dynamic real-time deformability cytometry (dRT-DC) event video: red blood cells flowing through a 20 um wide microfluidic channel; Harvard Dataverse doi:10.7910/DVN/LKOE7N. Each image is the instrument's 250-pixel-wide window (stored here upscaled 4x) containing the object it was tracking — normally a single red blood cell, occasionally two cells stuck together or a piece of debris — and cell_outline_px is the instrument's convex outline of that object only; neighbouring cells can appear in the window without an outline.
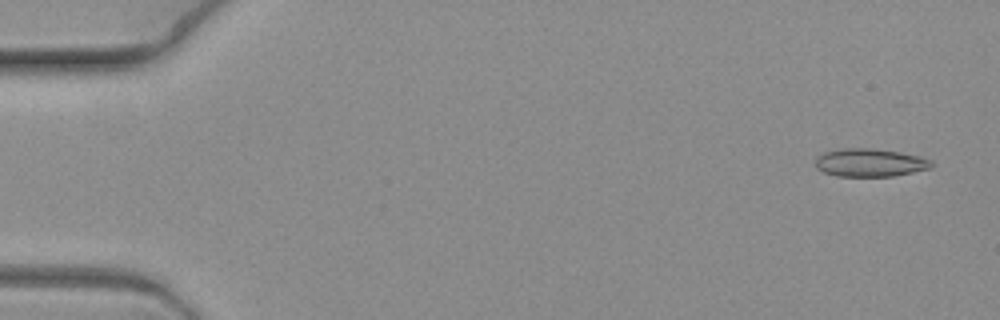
{"species": "common noctule bat (a hibernating species)", "species_latin": "Nyctalus noctula", "temperature_condition": "warm", "stored_images_in_passage": 9, "camera_frame_rate_fps": 3000, "um_per_image_px": 0.085, "animal": {"sex": "female", "body_mass_g": 19.3, "forearm_length_mm": 54.1}, "frame": {"image": 1, "passage_image": 2, "time_ms": 0.333, "image_size_px": [1000, 320], "cell_outline_px": [[932, 164], [928, 168], [912, 172], [892, 176], [836, 176], [824, 172], [816, 168], [816, 156], [824, 152], [840, 148], [868, 148], [900, 152], [920, 156], [932, 160]], "centroid_in_image_um": [73.9, 13.81], "position_along_channel_um": 11.1, "area_um2": 18.9}}
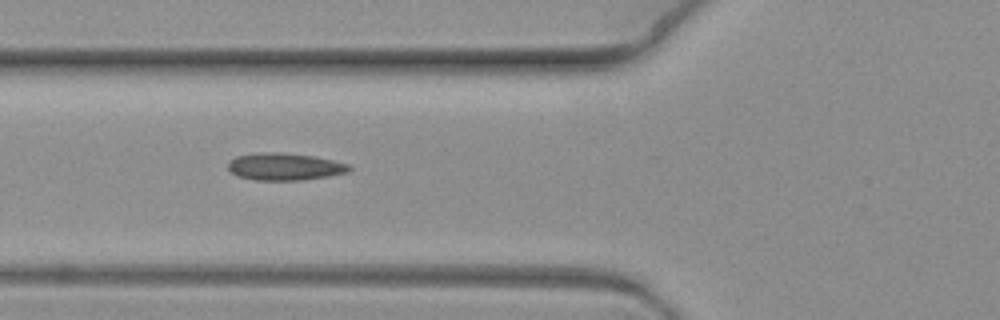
{"frame": {"image": 2, "passage_image": 8, "time_ms": 2.333, "image_size_px": [1000, 320], "cell_outline_px": [[352, 168], [348, 172], [328, 176], [304, 180], [256, 180], [236, 176], [228, 168], [228, 160], [236, 156], [256, 152], [280, 152], [316, 156], [348, 164]], "centroid_in_image_um": [24.17, 14.15], "position_along_channel_um": 101.6, "area_um2": 19.42}}